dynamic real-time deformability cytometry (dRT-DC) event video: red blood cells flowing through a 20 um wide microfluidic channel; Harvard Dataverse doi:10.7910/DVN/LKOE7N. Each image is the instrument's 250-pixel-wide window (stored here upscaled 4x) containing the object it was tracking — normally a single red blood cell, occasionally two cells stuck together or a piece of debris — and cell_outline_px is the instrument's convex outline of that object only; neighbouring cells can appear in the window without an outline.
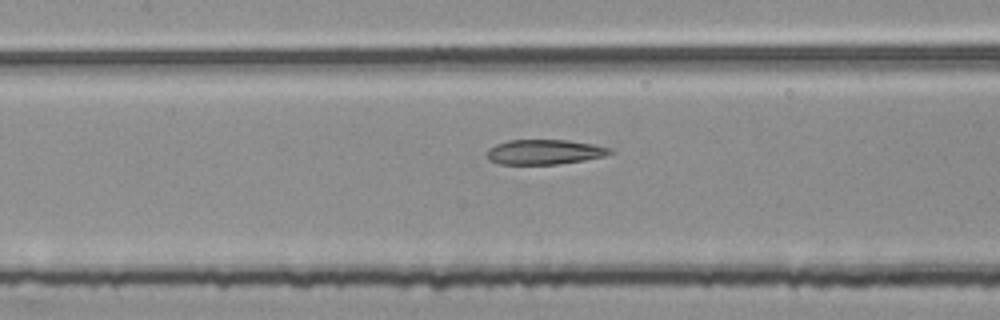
{"species": "common noctule bat (a hibernating species)", "species_latin": "Nyctalus noctula", "temperature_condition": "room temperature", "stored_images_in_passage": 39, "segment_of_instrument_passage": [2, 2], "camera_frame_rate_fps": 3000, "um_per_image_px": 0.085, "animal": {"sex": "female", "body_mass_g": 25.1}, "frame": {"image": 1, "passage_image": 10, "time_ms": 3.0, "image_size_px": [1000, 320], "cell_outline_px": [[616, 152], [608, 156], [584, 160], [556, 164], [500, 164], [488, 160], [484, 156], [484, 152], [488, 148], [496, 144], [508, 140], [568, 140], [592, 144], [612, 148]], "centroid_in_image_um": [46.27, 12.92], "position_along_channel_um": 161.1, "area_um2": 18.21}}
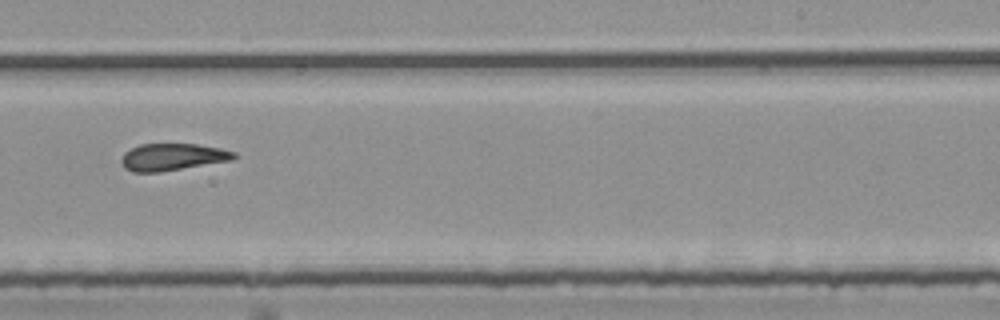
{"frame": {"image": 2, "passage_image": 19, "time_ms": 6.0, "image_size_px": [1000, 320], "cell_outline_px": [[236, 156], [232, 160], [160, 172], [132, 172], [124, 168], [120, 160], [124, 152], [140, 144], [196, 144], [220, 148], [236, 152]], "centroid_in_image_um": [14.64, 13.34], "position_along_channel_um": 274.4, "area_um2": 17.74}}
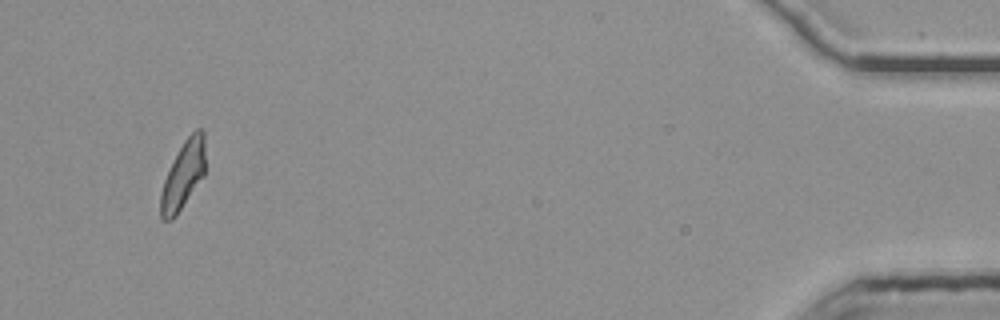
{"frame": {"image": 3, "passage_image": 37, "time_ms": 12.0, "image_size_px": [1000, 320], "cell_outline_px": [[204, 176], [176, 216], [172, 220], [164, 220], [160, 216], [160, 192], [164, 180], [184, 140], [196, 128], [200, 128], [204, 132]], "centroid_in_image_um": [15.57, 14.91], "position_along_channel_um": 419.6, "area_um2": 17.4}}